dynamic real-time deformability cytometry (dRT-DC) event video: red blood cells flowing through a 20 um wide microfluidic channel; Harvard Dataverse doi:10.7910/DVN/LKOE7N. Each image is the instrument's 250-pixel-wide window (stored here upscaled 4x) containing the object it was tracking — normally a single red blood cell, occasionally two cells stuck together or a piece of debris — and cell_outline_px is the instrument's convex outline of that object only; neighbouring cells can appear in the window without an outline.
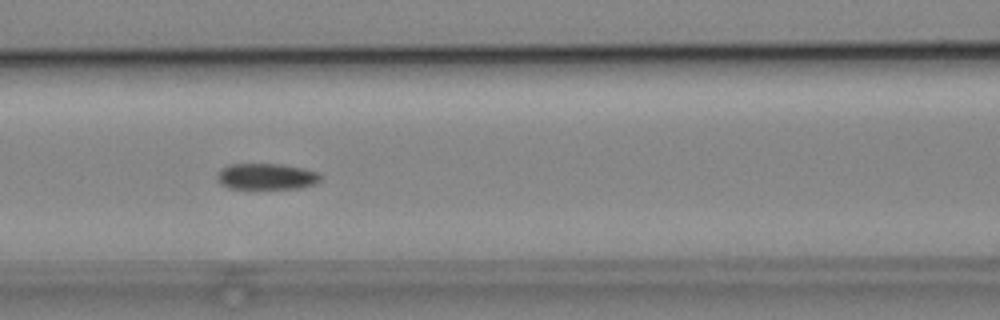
{"species": "common noctule bat (a hibernating species)", "species_latin": "Nyctalus noctula", "temperature_condition": "cold", "stored_images_in_passage": 8, "camera_frame_rate_fps": 3000, "um_per_image_px": 0.085, "animal": {"sex": "male", "body_mass_g": 19.2, "forearm_length_mm": 51.8}, "frame": {"image": 1, "passage_image": 6, "time_ms": 6.333, "image_size_px": [1000, 320], "cell_outline_px": [[324, 176], [316, 184], [300, 188], [228, 188], [220, 184], [216, 180], [216, 176], [228, 164], [284, 164], [304, 168], [320, 172]], "centroid_in_image_um": [22.71, 15.0], "position_along_channel_um": 143.9, "area_um2": 15.95}}
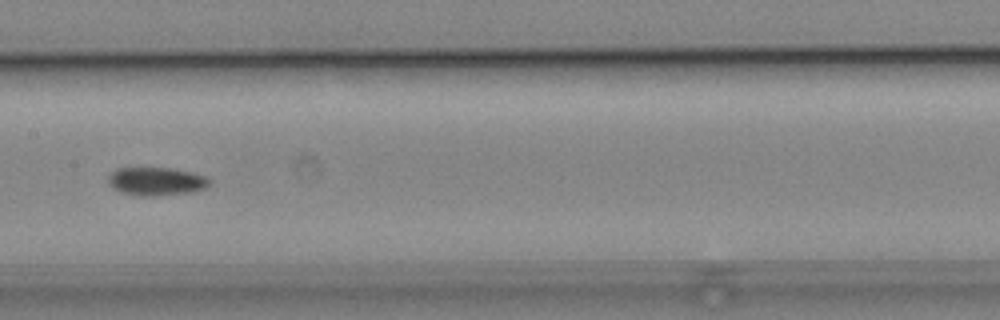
{"frame": {"image": 2, "passage_image": 7, "time_ms": 7.667, "image_size_px": [1000, 320], "cell_outline_px": [[212, 180], [204, 188], [188, 192], [152, 196], [144, 196], [124, 192], [116, 188], [108, 180], [108, 176], [116, 168], [172, 168], [192, 172], [204, 176]], "centroid_in_image_um": [13.31, 15.39], "position_along_channel_um": 194.1, "area_um2": 16.18}}
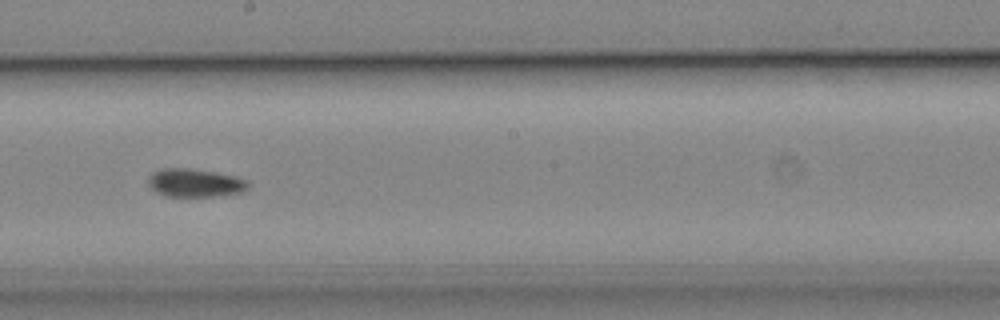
{"frame": {"image": 3, "passage_image": 8, "time_ms": 8.667, "image_size_px": [1000, 320], "cell_outline_px": [[248, 188], [240, 192], [212, 196], [168, 196], [156, 192], [148, 184], [148, 176], [152, 172], [160, 168], [188, 168], [216, 172], [236, 176], [248, 180]], "centroid_in_image_um": [16.55, 15.52], "position_along_channel_um": 231.7, "area_um2": 16.42}}